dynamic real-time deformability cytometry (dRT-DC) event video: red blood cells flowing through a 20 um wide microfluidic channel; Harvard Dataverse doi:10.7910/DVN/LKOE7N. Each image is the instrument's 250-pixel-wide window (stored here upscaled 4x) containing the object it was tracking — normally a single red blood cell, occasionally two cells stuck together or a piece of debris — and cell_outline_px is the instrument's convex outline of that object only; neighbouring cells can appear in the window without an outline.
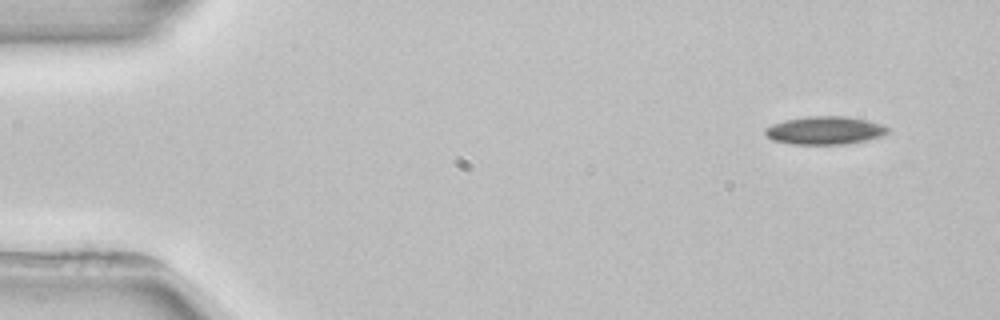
{"species": "common noctule bat (a hibernating species)", "species_latin": "Nyctalus noctula", "temperature_condition": "room temperature", "stored_images_in_passage": 3, "camera_frame_rate_fps": 3000, "um_per_image_px": 0.085, "animal": {"sex": "female", "body_mass_g": 22.7, "forearm_length_mm": 54.2}, "frame": {"image": 1, "passage_image": 1, "time_ms": 0.0, "image_size_px": [1000, 320], "cell_outline_px": [[888, 132], [880, 136], [848, 144], [792, 144], [772, 140], [764, 132], [764, 128], [772, 124], [784, 120], [808, 116], [848, 116], [868, 120], [884, 124], [888, 128]], "centroid_in_image_um": [70.1, 11.07], "position_along_channel_um": 14.9, "area_um2": 20.11}}